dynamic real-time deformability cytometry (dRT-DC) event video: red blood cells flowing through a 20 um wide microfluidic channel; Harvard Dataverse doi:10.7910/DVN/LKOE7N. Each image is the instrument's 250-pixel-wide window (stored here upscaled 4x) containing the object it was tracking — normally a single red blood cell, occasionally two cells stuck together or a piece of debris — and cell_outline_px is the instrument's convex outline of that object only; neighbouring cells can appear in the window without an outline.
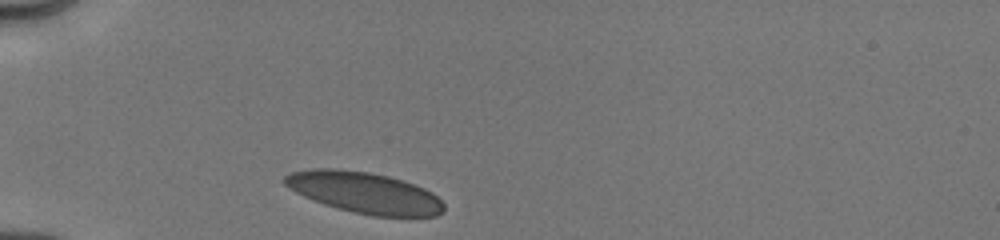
{"species": "human", "species_latin": "Homo sapiens", "temperature_condition": "cold", "stored_images_in_passage": 20, "camera_frame_rate_fps": 3000, "um_per_image_px": 0.085, "donor": {"sex": "male"}, "frame": {"image": 1, "passage_image": 1, "time_ms": 0.0, "image_size_px": [1000, 240], "cell_outline_px": [[444, 212], [436, 216], [372, 216], [352, 212], [336, 208], [312, 200], [296, 192], [284, 184], [280, 180], [288, 172], [312, 168], [336, 168], [368, 172], [388, 176], [404, 180], [424, 188], [432, 192], [444, 204]], "centroid_in_image_um": [30.94, 16.36], "position_along_channel_um": 54.1, "area_um2": 38.49}}
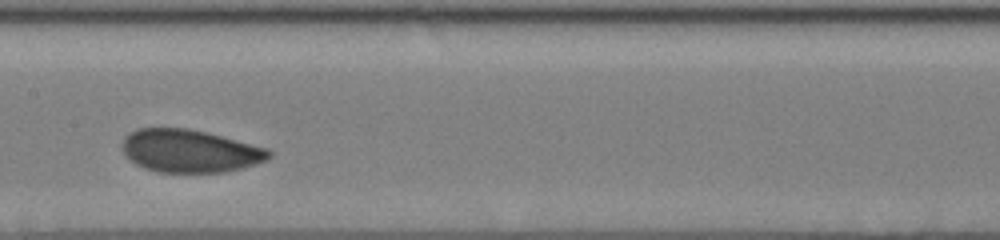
{"frame": {"image": 2, "passage_image": 9, "time_ms": 4.0, "image_size_px": [1000, 240], "cell_outline_px": [[272, 156], [268, 160], [256, 164], [224, 172], [160, 172], [144, 168], [136, 164], [124, 152], [124, 136], [128, 132], [136, 128], [188, 128], [268, 148], [272, 152]], "centroid_in_image_um": [16.15, 12.83], "position_along_channel_um": 191.2, "area_um2": 36.36}}
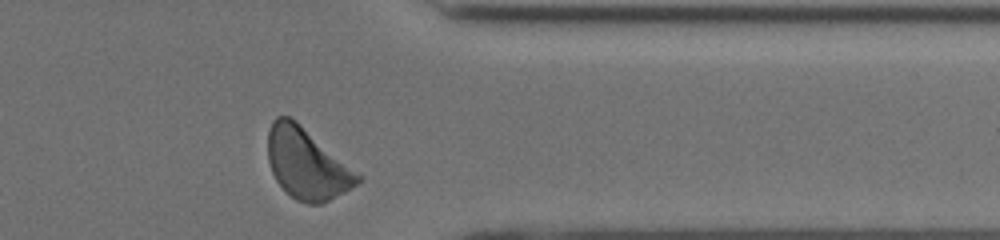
{"frame": {"image": 3, "passage_image": 20, "time_ms": 9.0, "image_size_px": [1000, 240], "cell_outline_px": [[360, 184], [320, 204], [308, 204], [296, 200], [276, 180], [272, 172], [268, 160], [268, 132], [272, 120], [276, 116], [288, 116], [296, 120], [360, 176]], "centroid_in_image_um": [26.04, 13.91], "position_along_channel_um": 385.4, "area_um2": 36.24}, "authors_computed_cell_mechanics": {"area_um2": 36.414, "velocity_mm_per_s": 3.9703, "shape_relaxation_time_tau1_ms": 2.7403, "shape_relaxation_time_tau2_ms": 2.9021, "deformation_change_tau1": 0.0725, "deformation_change_tau2": 0.0543}}